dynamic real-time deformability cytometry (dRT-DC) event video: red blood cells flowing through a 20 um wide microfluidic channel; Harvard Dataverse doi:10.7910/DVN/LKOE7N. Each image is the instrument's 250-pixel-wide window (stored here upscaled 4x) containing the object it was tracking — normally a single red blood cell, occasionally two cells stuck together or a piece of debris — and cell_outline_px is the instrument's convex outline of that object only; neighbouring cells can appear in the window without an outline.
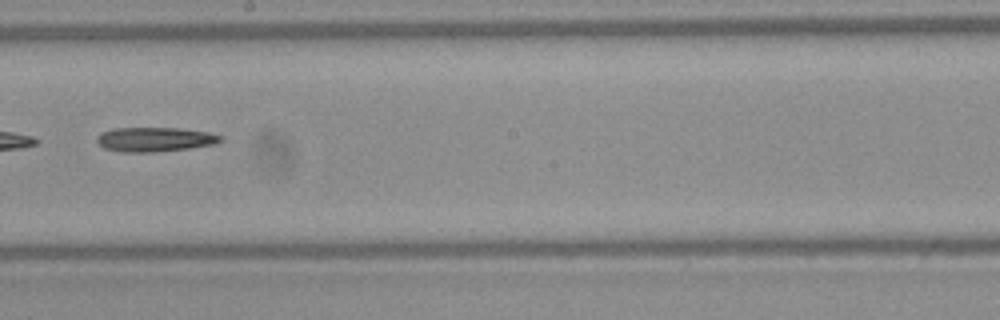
{"species": "Egyptian fruit bat (a non-hibernating species)", "species_latin": "Rousettus aegyptiacus", "temperature_condition": "warm", "stored_images_in_passage": 36, "camera_frame_rate_fps": 3000, "um_per_image_px": 0.085, "frame": {"image": 1, "passage_image": 16, "time_ms": 5.0, "image_size_px": [1000, 320], "cell_outline_px": [[224, 140], [212, 144], [188, 148], [152, 152], [124, 152], [104, 148], [96, 140], [100, 132], [116, 128], [180, 128], [208, 132], [224, 136]], "centroid_in_image_um": [13.17, 11.84], "position_along_channel_um": 235.0, "area_um2": 17.46}}